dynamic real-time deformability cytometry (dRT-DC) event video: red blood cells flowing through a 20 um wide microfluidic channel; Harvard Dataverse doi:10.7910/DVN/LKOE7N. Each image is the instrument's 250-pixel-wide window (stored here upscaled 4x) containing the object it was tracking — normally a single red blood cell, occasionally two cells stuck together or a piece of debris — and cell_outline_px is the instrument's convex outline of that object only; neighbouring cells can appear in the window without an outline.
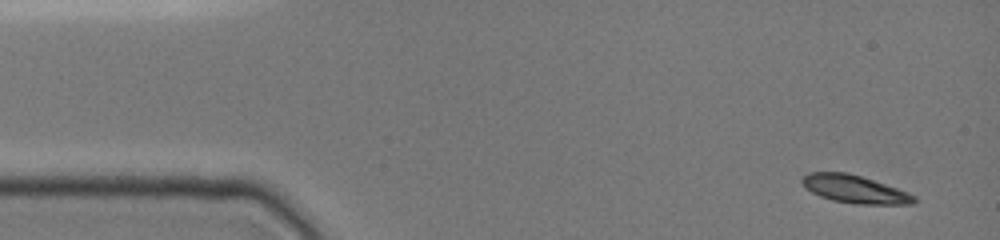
{"species": "common noctule bat (a hibernating species)", "species_latin": "Nyctalus noctula", "temperature_condition": "cold", "stored_images_in_passage": 9, "camera_frame_rate_fps": 3000, "um_per_image_px": 0.085, "animal": {"sex": "female", "body_mass_g": 19.0, "forearm_length_mm": 51.5}, "frame": {"image": 1, "passage_image": 1, "time_ms": 0.0, "image_size_px": [1000, 240], "cell_outline_px": [[916, 200], [912, 204], [856, 204], [832, 200], [820, 196], [804, 188], [800, 180], [808, 172], [848, 172], [908, 192], [916, 196]], "centroid_in_image_um": [72.61, 16.08], "position_along_channel_um": 12.4, "area_um2": 18.09}}
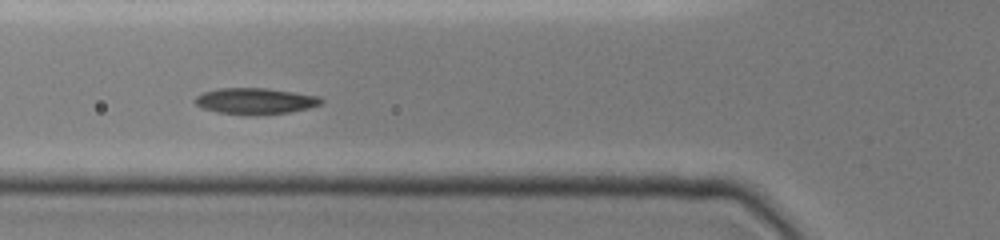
{"frame": {"image": 2, "passage_image": 6, "time_ms": 5.0, "image_size_px": [1000, 240], "cell_outline_px": [[324, 100], [320, 104], [308, 108], [288, 112], [252, 116], [216, 112], [204, 108], [196, 104], [192, 100], [196, 96], [204, 92], [216, 88], [268, 88], [320, 96]], "centroid_in_image_um": [21.68, 8.59], "position_along_channel_um": 104.1, "area_um2": 19.42}}
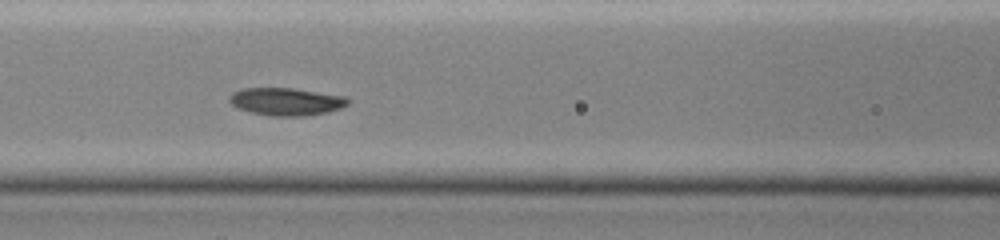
{"frame": {"image": 3, "passage_image": 8, "time_ms": 6.0, "image_size_px": [1000, 240], "cell_outline_px": [[348, 104], [340, 108], [328, 112], [308, 116], [272, 116], [252, 112], [236, 108], [228, 100], [228, 96], [232, 92], [240, 88], [292, 88], [348, 96]], "centroid_in_image_um": [24.31, 8.63], "position_along_channel_um": 142.3, "area_um2": 19.31}}